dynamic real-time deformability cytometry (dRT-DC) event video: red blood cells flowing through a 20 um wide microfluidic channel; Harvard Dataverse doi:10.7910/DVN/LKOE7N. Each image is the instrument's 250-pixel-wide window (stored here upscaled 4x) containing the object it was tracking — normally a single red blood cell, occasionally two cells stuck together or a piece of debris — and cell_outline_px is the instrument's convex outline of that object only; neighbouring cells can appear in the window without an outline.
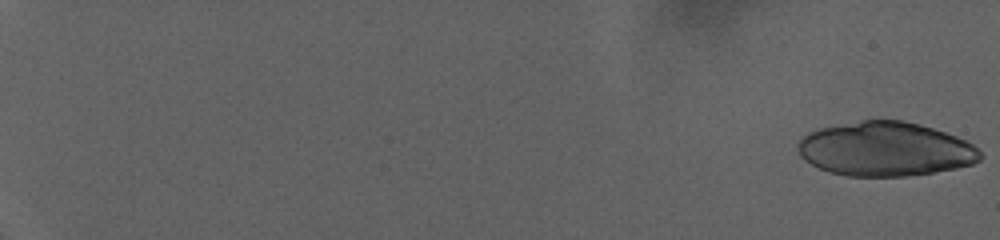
{"species": "human", "species_latin": "Homo sapiens", "temperature_condition": "warm", "stored_images_in_passage": 37, "camera_frame_rate_fps": 3000, "um_per_image_px": 0.085, "donor": {"sex": "female"}, "frame": {"image": 1, "passage_image": 1, "time_ms": 0.0, "image_size_px": [1000, 240], "cell_outline_px": [[984, 156], [980, 160], [972, 164], [956, 168], [932, 172], [904, 176], [848, 176], [832, 172], [820, 168], [804, 160], [800, 156], [800, 140], [808, 132], [820, 128], [860, 120], [904, 120], [920, 124], [956, 136], [972, 144]], "centroid_in_image_um": [75.27, 12.67], "position_along_channel_um": 9.7, "area_um2": 57.16}}
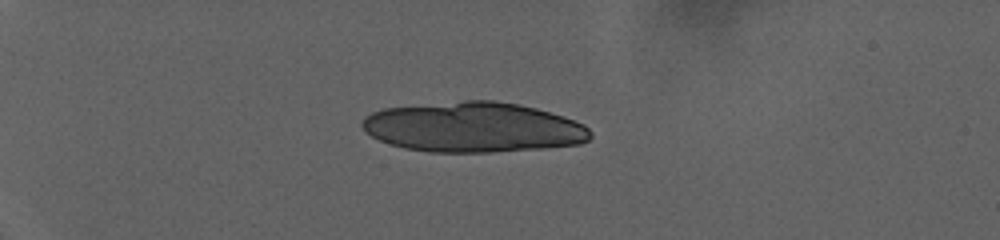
{"frame": {"image": 2, "passage_image": 25, "time_ms": 8.0, "image_size_px": [1000, 240], "cell_outline_px": [[592, 136], [588, 140], [580, 144], [544, 148], [488, 152], [432, 152], [404, 148], [380, 140], [364, 132], [360, 124], [364, 116], [372, 112], [384, 108], [464, 100], [492, 100], [520, 104], [536, 108], [564, 116], [584, 124], [592, 132]], "centroid_in_image_um": [40.23, 10.81], "position_along_channel_um": 44.8, "area_um2": 66.87}}